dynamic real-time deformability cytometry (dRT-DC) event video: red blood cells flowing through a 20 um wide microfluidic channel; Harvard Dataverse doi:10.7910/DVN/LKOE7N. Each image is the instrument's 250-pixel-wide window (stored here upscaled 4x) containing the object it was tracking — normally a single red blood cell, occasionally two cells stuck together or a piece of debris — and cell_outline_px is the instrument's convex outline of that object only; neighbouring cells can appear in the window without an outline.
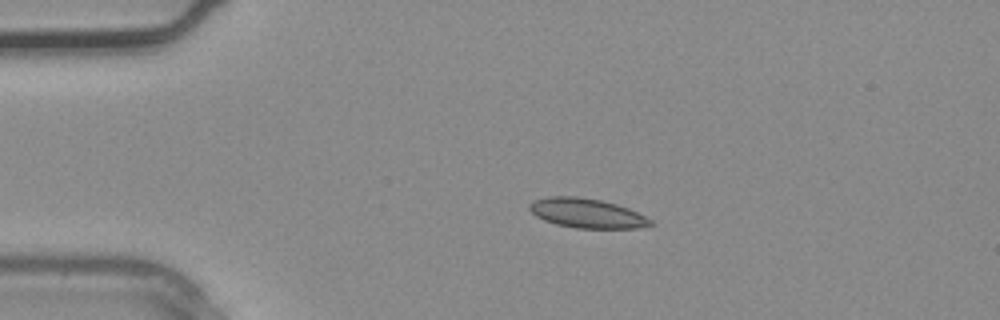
{"species": "common noctule bat (a hibernating species)", "species_latin": "Nyctalus noctula", "temperature_condition": "warm", "stored_images_in_passage": 4, "camera_frame_rate_fps": 3000, "um_per_image_px": 0.085, "animal": {"sex": "male", "body_mass_g": 20.4}, "frame": {"image": 1, "passage_image": 3, "time_ms": 0.667, "image_size_px": [1000, 320], "cell_outline_px": [[652, 224], [636, 228], [576, 228], [556, 224], [544, 220], [536, 216], [528, 208], [528, 204], [532, 200], [548, 196], [576, 196], [600, 200], [616, 204], [628, 208], [652, 220]], "centroid_in_image_um": [49.82, 18.11], "position_along_channel_um": 35.2, "area_um2": 20.69}}
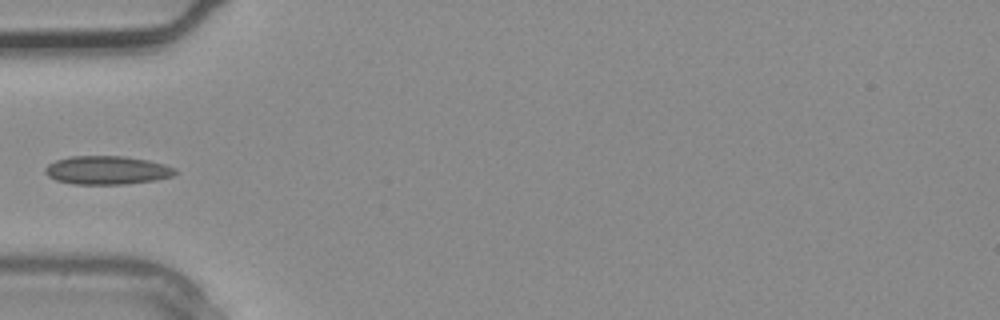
{"frame": {"image": 2, "passage_image": 4, "time_ms": 1.0, "image_size_px": [1000, 320], "cell_outline_px": [[176, 172], [172, 176], [156, 180], [124, 184], [72, 184], [56, 180], [48, 176], [44, 172], [44, 168], [48, 164], [56, 160], [68, 156], [124, 156], [148, 160], [164, 164], [176, 168]], "centroid_in_image_um": [9.07, 14.46], "position_along_channel_um": 75.9, "area_um2": 21.68}}